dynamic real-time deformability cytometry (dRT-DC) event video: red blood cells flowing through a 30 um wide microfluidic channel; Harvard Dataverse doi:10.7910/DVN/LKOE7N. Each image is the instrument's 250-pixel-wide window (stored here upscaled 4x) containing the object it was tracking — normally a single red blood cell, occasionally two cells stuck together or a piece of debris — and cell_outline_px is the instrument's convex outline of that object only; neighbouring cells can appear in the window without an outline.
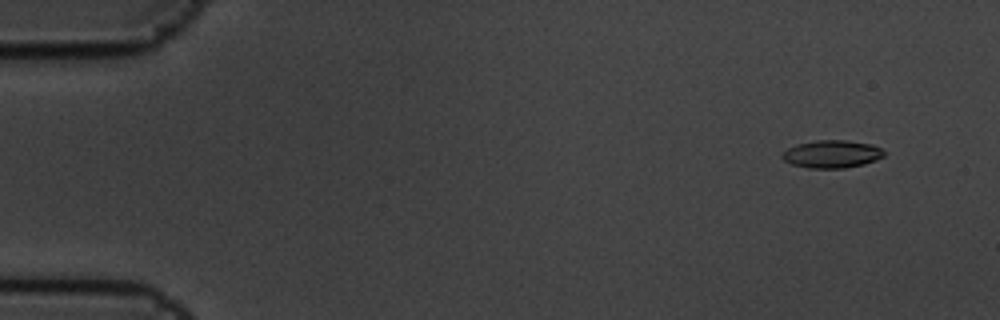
{"species": "common noctule bat (a hibernating species)", "species_latin": "Nyctalus noctula", "temperature_condition": "cold", "stored_images_in_passage": 5, "camera_frame_rate_fps": 3000, "um_per_image_px": 0.085, "animal": {"sex": "male", "body_mass_g": 19.5, "forearm_length_mm": 54.6}, "frame": {"image": 1, "passage_image": 2, "time_ms": 0.333, "image_size_px": [1000, 320], "cell_outline_px": [[884, 156], [876, 160], [864, 164], [844, 168], [808, 168], [792, 164], [784, 160], [780, 156], [788, 148], [796, 144], [816, 140], [844, 140], [872, 144], [880, 148], [884, 152]], "centroid_in_image_um": [70.7, 13.09], "position_along_channel_um": 14.3, "area_um2": 16.42}}
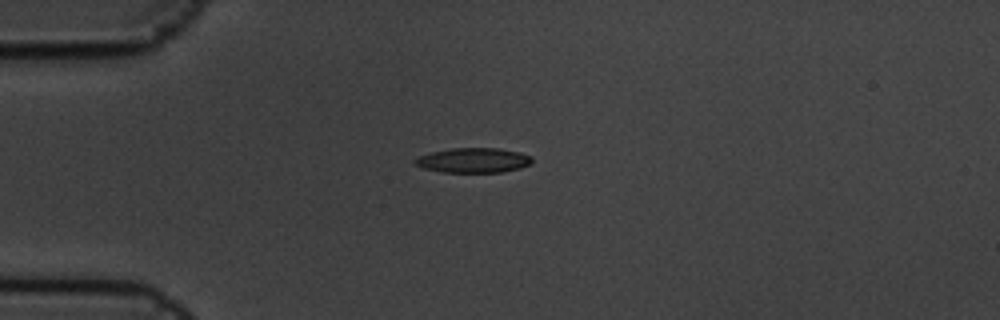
{"frame": {"image": 2, "passage_image": 5, "time_ms": 1.333, "image_size_px": [1000, 320], "cell_outline_px": [[532, 164], [520, 168], [500, 172], [440, 172], [424, 168], [416, 164], [412, 160], [420, 156], [432, 152], [452, 148], [496, 148], [520, 152], [532, 156]], "centroid_in_image_um": [40.26, 13.62], "position_along_channel_um": 44.7, "area_um2": 16.88}}